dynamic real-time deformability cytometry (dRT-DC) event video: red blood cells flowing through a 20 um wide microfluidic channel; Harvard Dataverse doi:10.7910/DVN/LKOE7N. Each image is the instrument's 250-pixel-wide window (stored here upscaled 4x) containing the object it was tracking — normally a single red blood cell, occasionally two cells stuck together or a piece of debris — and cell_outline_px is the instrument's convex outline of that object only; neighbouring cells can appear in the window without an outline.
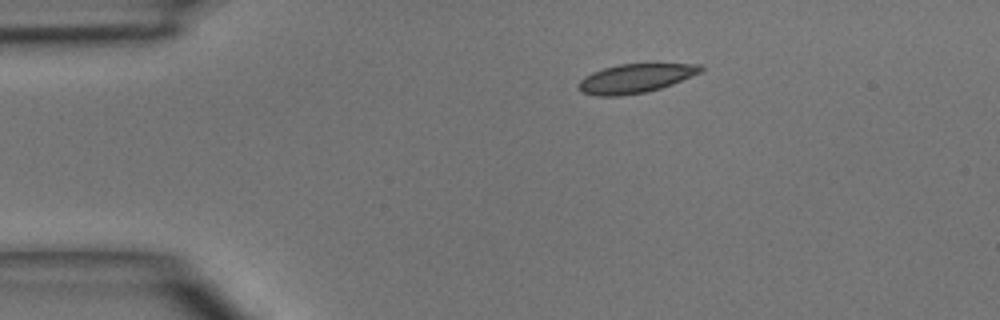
{"species": "common noctule bat (a hibernating species)", "species_latin": "Nyctalus noctula", "temperature_condition": "room temperature", "stored_images_in_passage": 2, "camera_frame_rate_fps": 3000, "um_per_image_px": 0.085, "animal": {"sex": "male", "body_mass_g": 15.6}, "frame": {"image": 1, "passage_image": 1, "time_ms": 0.0, "image_size_px": [1000, 320], "cell_outline_px": [[704, 68], [700, 72], [672, 84], [660, 88], [644, 92], [620, 96], [596, 96], [584, 92], [576, 84], [584, 76], [592, 72], [604, 68], [620, 64], [648, 60], [656, 60], [700, 64]], "centroid_in_image_um": [54.09, 6.58], "position_along_channel_um": 30.9, "area_um2": 21.62}}